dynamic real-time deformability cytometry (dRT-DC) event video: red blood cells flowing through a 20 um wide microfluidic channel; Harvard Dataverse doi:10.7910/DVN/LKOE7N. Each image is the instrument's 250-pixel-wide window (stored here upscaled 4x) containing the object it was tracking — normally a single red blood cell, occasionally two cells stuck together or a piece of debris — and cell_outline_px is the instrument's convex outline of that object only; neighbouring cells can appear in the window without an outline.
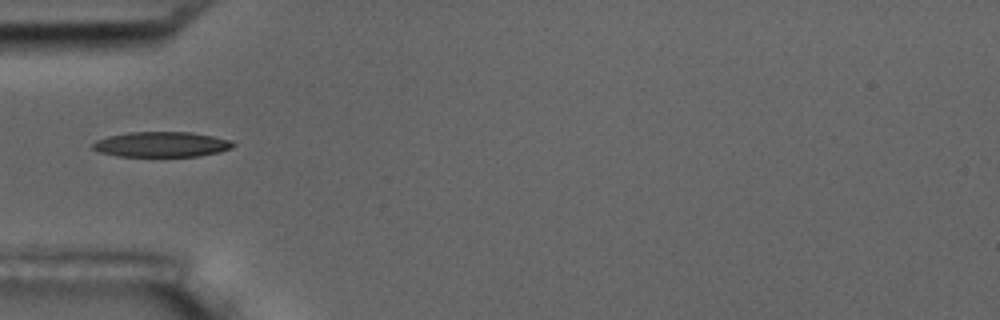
{"species": "common noctule bat (a hibernating species)", "species_latin": "Nyctalus noctula", "temperature_condition": "room temperature", "stored_images_in_passage": 11, "camera_frame_rate_fps": 3000, "um_per_image_px": 0.085, "animal": {"sex": "male", "body_mass_g": 17.5, "forearm_length_mm": 52.3}, "frame": {"image": 1, "passage_image": 1, "time_ms": 0.0, "image_size_px": [1000, 320], "cell_outline_px": [[236, 144], [232, 148], [220, 152], [200, 156], [116, 156], [100, 152], [92, 148], [92, 144], [96, 140], [108, 136], [128, 132], [188, 132], [212, 136], [232, 140]], "centroid_in_image_um": [13.74, 12.27], "position_along_channel_um": 71.3, "area_um2": 20.69}}
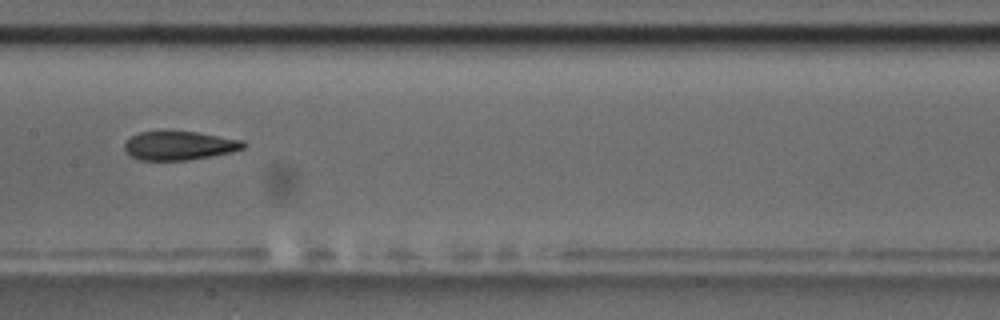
{"frame": {"image": 2, "passage_image": 4, "time_ms": 3.333, "image_size_px": [1000, 320], "cell_outline_px": [[248, 144], [244, 148], [232, 152], [188, 160], [140, 160], [132, 156], [124, 148], [124, 144], [132, 136], [140, 132], [196, 132], [244, 140]], "centroid_in_image_um": [15.3, 12.38], "position_along_channel_um": 192.1, "area_um2": 19.71}}
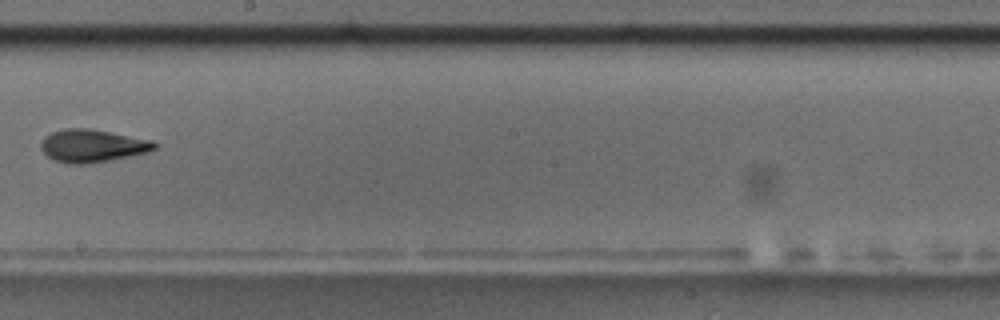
{"frame": {"image": 3, "passage_image": 5, "time_ms": 4.667, "image_size_px": [1000, 320], "cell_outline_px": [[160, 144], [156, 148], [148, 152], [108, 160], [84, 164], [68, 164], [56, 160], [48, 156], [40, 148], [40, 144], [44, 136], [52, 132], [64, 128], [88, 128], [152, 140]], "centroid_in_image_um": [7.84, 12.38], "position_along_channel_um": 240.4, "area_um2": 21.56}, "authors_computed_cell_mechanics": {"area_um2": 20.7502, "velocity_mm_per_s": 3.623, "shape_relaxation_time_tau1_ms": null, "shape_relaxation_time_tau2_ms": 2.072, "deformation_change_tau1": null, "deformation_change_tau2": 0.0838}}